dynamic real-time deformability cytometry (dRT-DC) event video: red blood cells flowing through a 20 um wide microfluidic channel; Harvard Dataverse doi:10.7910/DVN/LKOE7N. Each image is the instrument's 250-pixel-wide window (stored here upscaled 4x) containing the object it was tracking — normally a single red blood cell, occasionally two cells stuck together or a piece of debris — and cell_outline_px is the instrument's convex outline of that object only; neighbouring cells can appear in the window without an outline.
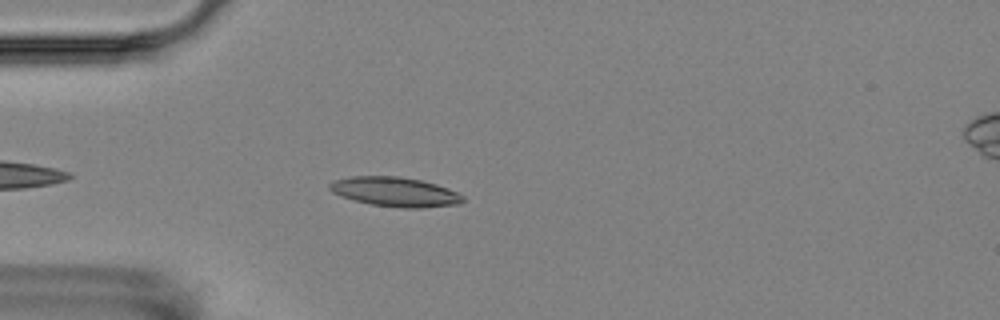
{"species": "Egyptian fruit bat (a non-hibernating species)", "species_latin": "Rousettus aegyptiacus", "temperature_condition": "room temperature", "stored_images_in_passage": 10, "camera_frame_rate_fps": 3000, "um_per_image_px": 0.085, "animal": {"sex": "female"}, "frame": {"image": 1, "passage_image": 4, "time_ms": 3.667, "image_size_px": [1000, 320], "cell_outline_px": [[464, 200], [460, 204], [424, 208], [400, 208], [372, 204], [352, 200], [340, 196], [332, 192], [328, 188], [328, 184], [332, 180], [352, 176], [396, 176], [420, 180], [436, 184], [448, 188], [464, 196]], "centroid_in_image_um": [33.56, 16.31], "position_along_channel_um": 51.4, "area_um2": 23.06}}
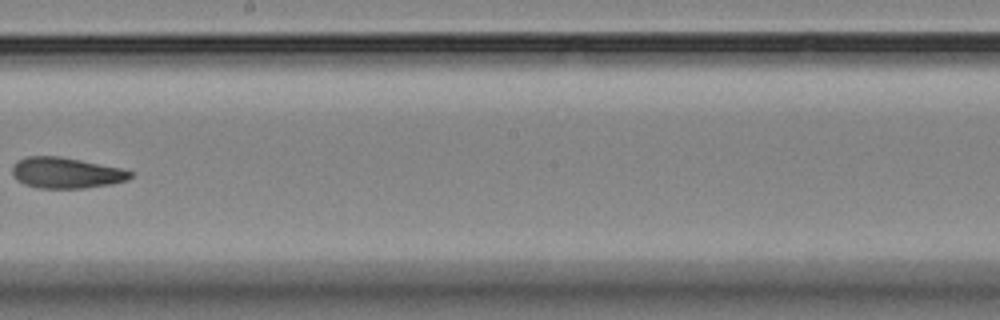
{"frame": {"image": 2, "passage_image": 9, "time_ms": 9.333, "image_size_px": [1000, 320], "cell_outline_px": [[132, 176], [128, 180], [112, 184], [84, 188], [36, 188], [24, 184], [16, 180], [12, 172], [12, 164], [16, 160], [28, 156], [60, 156], [120, 168], [132, 172]], "centroid_in_image_um": [5.58, 14.69], "position_along_channel_um": 242.6, "area_um2": 21.33}}
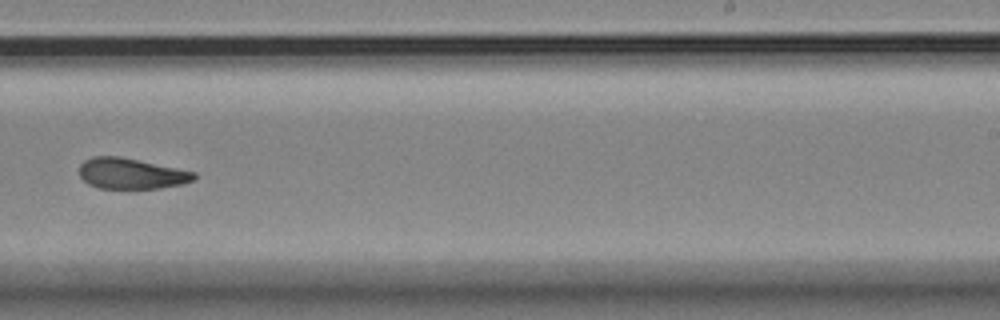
{"frame": {"image": 3, "passage_image": 10, "time_ms": 10.333, "image_size_px": [1000, 320], "cell_outline_px": [[196, 180], [180, 184], [160, 188], [100, 188], [88, 184], [80, 176], [80, 164], [84, 160], [92, 156], [120, 156], [196, 172]], "centroid_in_image_um": [11.15, 14.74], "position_along_channel_um": 277.9, "area_um2": 20.52}}